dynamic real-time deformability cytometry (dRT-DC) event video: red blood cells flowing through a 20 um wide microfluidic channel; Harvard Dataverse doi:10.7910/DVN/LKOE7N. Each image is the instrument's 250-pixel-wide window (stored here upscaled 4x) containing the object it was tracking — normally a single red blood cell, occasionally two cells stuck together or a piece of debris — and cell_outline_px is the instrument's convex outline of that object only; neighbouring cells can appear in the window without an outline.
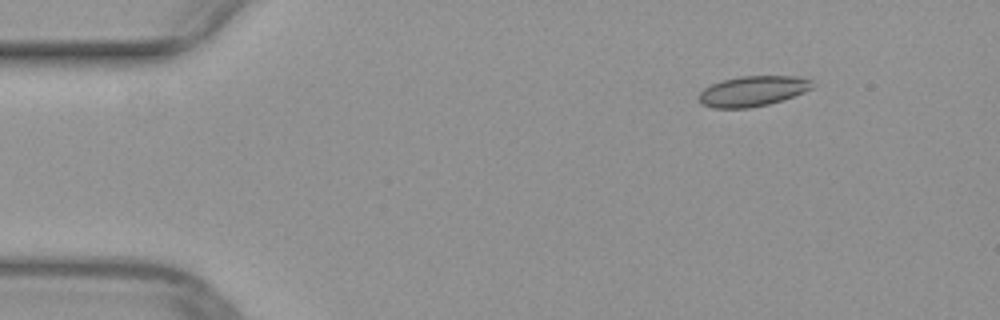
{"species": "common noctule bat (a hibernating species)", "species_latin": "Nyctalus noctula", "temperature_condition": "warm", "stored_images_in_passage": 45, "camera_frame_rate_fps": 3000, "um_per_image_px": 0.085, "animal": {"sex": "female", "body_mass_g": 29.2, "forearm_length_mm": 56.3}, "frame": {"image": 1, "passage_image": 1, "time_ms": 0.0, "image_size_px": [1000, 320], "cell_outline_px": [[816, 84], [812, 88], [804, 92], [768, 104], [748, 108], [712, 108], [700, 104], [700, 92], [704, 88], [720, 80], [740, 76], [800, 76], [812, 80]], "centroid_in_image_um": [63.99, 7.73], "position_along_channel_um": 21.0, "area_um2": 20.11}}
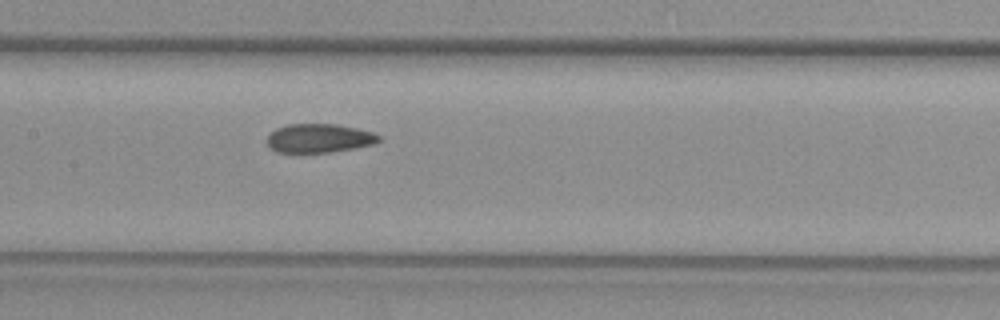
{"frame": {"image": 2, "passage_image": 19, "time_ms": 6.0, "image_size_px": [1000, 320], "cell_outline_px": [[380, 140], [372, 144], [352, 148], [328, 152], [276, 152], [268, 144], [268, 136], [276, 128], [288, 124], [336, 124], [356, 128], [372, 132], [380, 136]], "centroid_in_image_um": [27.11, 11.74], "position_along_channel_um": 180.3, "area_um2": 18.44}}
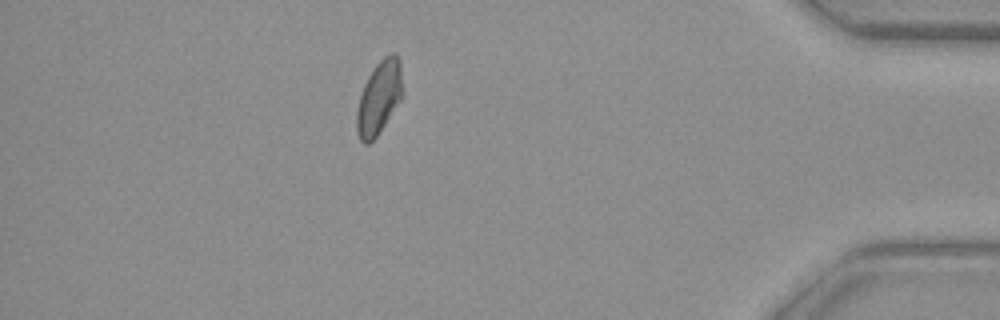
{"frame": {"image": 3, "passage_image": 39, "time_ms": 12.667, "image_size_px": [1000, 320], "cell_outline_px": [[400, 100], [376, 136], [368, 144], [364, 144], [360, 140], [356, 128], [356, 112], [360, 96], [364, 84], [372, 68], [384, 56], [392, 52], [396, 52], [400, 60]], "centroid_in_image_um": [32.18, 8.27], "position_along_channel_um": 403.0, "area_um2": 19.07}}